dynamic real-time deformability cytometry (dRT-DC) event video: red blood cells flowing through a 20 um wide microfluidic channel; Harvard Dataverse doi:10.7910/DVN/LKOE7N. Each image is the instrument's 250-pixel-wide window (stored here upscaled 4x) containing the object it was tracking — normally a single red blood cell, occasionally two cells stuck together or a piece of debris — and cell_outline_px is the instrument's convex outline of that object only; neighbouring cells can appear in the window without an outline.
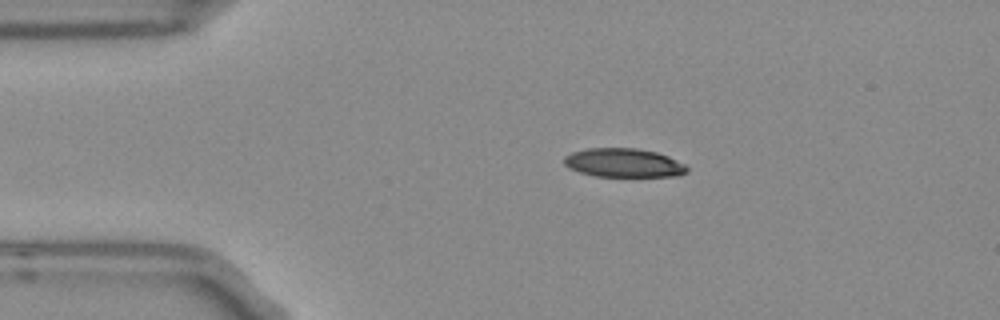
{"species": "Egyptian fruit bat (a non-hibernating species)", "species_latin": "Rousettus aegyptiacus", "temperature_condition": "room temperature", "stored_images_in_passage": 3, "camera_frame_rate_fps": 3000, "um_per_image_px": 0.085, "frame": {"image": 1, "passage_image": 2, "time_ms": 0.333, "image_size_px": [1000, 320], "cell_outline_px": [[688, 172], [680, 176], [596, 176], [580, 172], [568, 168], [564, 164], [564, 156], [572, 152], [588, 148], [636, 148], [656, 152], [668, 156], [684, 164], [688, 168]], "centroid_in_image_um": [53.01, 13.84], "position_along_channel_um": 32.0, "area_um2": 20.63}}